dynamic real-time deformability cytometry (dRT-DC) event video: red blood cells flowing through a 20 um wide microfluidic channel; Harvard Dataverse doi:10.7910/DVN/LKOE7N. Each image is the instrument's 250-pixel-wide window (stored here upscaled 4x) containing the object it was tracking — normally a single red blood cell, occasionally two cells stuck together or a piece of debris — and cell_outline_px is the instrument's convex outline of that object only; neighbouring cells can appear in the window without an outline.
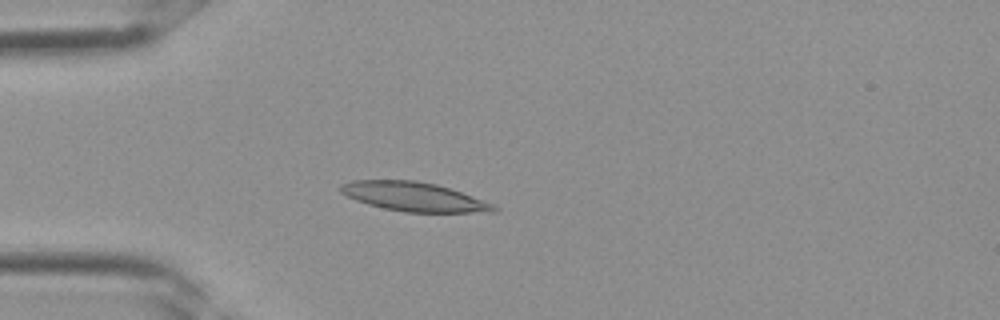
{"species": "Egyptian fruit bat (a non-hibernating species)", "species_latin": "Rousettus aegyptiacus", "temperature_condition": "room temperature", "stored_images_in_passage": 2, "camera_frame_rate_fps": 3000, "um_per_image_px": 0.085, "frame": {"image": 1, "passage_image": 2, "time_ms": 0.333, "image_size_px": [1000, 320], "cell_outline_px": [[500, 208], [496, 212], [404, 212], [384, 208], [368, 204], [356, 200], [340, 192], [340, 184], [352, 180], [416, 180], [436, 184], [472, 196], [492, 204]], "centroid_in_image_um": [35.16, 16.72], "position_along_channel_um": 49.8, "area_um2": 25.78}}